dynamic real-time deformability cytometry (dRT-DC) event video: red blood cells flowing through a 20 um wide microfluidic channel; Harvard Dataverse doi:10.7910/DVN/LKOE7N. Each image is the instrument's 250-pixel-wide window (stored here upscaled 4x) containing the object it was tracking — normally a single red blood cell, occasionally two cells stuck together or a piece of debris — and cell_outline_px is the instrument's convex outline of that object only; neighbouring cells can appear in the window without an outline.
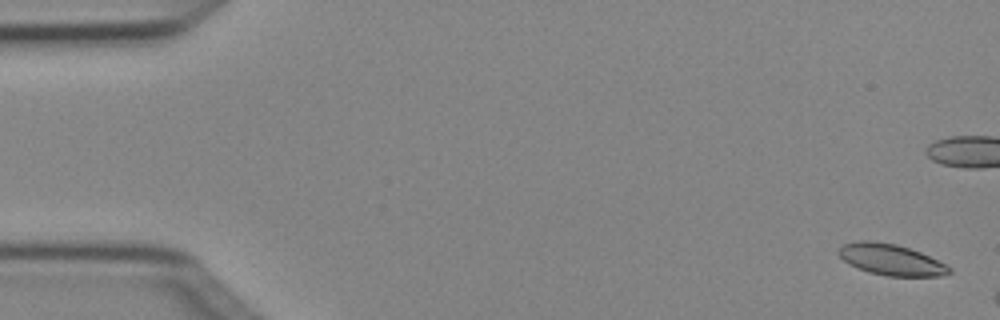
{"species": "Egyptian fruit bat (a non-hibernating species)", "species_latin": "Rousettus aegyptiacus", "temperature_condition": "cold", "stored_images_in_passage": 3, "camera_frame_rate_fps": 3000, "um_per_image_px": 0.085, "animal": {"sex": "female"}, "frame": {"image": 1, "passage_image": 1, "time_ms": 0.0, "image_size_px": [1000, 320], "cell_outline_px": [[952, 272], [944, 276], [888, 276], [868, 272], [848, 264], [836, 252], [844, 244], [860, 240], [872, 240], [896, 244], [920, 252], [952, 268]], "centroid_in_image_um": [75.72, 22.07], "position_along_channel_um": 9.3, "area_um2": 20.0}}